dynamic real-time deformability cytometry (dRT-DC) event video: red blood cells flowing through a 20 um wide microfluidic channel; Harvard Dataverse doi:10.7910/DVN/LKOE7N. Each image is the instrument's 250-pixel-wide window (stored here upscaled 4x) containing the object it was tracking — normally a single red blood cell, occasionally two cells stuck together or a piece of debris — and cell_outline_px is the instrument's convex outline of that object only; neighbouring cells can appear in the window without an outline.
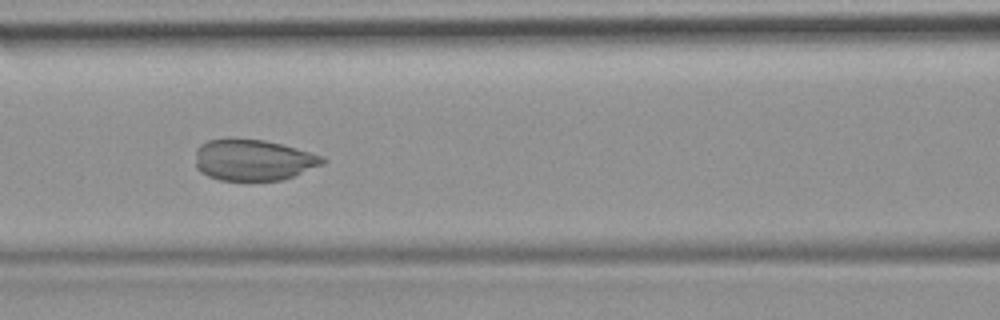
{"species": "common noctule bat (a hibernating species)", "species_latin": "Nyctalus noctula", "temperature_condition": "room temperature", "stored_images_in_passage": 48, "camera_frame_rate_fps": 3000, "um_per_image_px": 0.085, "animal": {"sex": "female", "body_mass_g": 19.9}, "frame": {"image": 1, "passage_image": 21, "time_ms": 6.667, "image_size_px": [1000, 320], "cell_outline_px": [[328, 160], [324, 164], [292, 176], [280, 180], [220, 180], [208, 176], [200, 172], [196, 168], [196, 148], [200, 144], [208, 140], [228, 136], [264, 140], [296, 148], [324, 156]], "centroid_in_image_um": [21.49, 13.57], "position_along_channel_um": 145.1, "area_um2": 30.98}}